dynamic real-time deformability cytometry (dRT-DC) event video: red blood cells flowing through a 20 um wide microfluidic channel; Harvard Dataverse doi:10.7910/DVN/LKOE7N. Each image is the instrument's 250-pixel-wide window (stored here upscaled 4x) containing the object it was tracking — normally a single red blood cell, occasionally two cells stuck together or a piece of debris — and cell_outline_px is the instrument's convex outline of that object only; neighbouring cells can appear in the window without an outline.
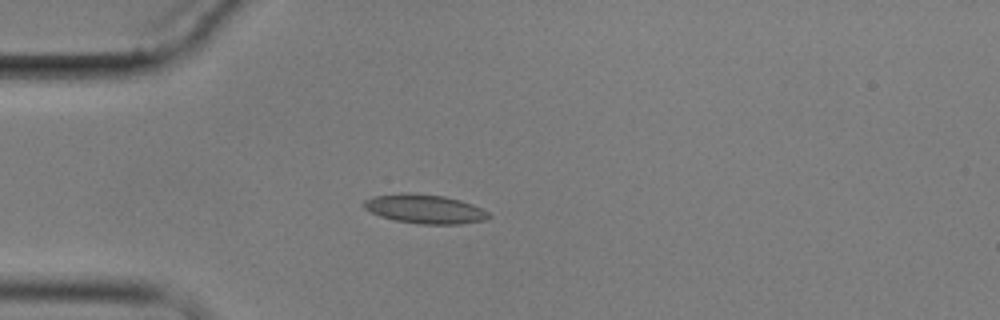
{"species": "common noctule bat (a hibernating species)", "species_latin": "Nyctalus noctula", "temperature_condition": "cold", "stored_images_in_passage": 3, "camera_frame_rate_fps": 3000, "um_per_image_px": 0.085, "animal": {"sex": "male", "body_mass_g": 17.9}, "frame": {"image": 1, "passage_image": 3, "time_ms": 3.0, "image_size_px": [1000, 320], "cell_outline_px": [[492, 216], [484, 220], [460, 224], [420, 224], [396, 220], [380, 216], [364, 208], [364, 200], [372, 196], [400, 192], [412, 192], [444, 196], [460, 200], [472, 204], [488, 212]], "centroid_in_image_um": [36.09, 17.74], "position_along_channel_um": 48.9, "area_um2": 21.21}}